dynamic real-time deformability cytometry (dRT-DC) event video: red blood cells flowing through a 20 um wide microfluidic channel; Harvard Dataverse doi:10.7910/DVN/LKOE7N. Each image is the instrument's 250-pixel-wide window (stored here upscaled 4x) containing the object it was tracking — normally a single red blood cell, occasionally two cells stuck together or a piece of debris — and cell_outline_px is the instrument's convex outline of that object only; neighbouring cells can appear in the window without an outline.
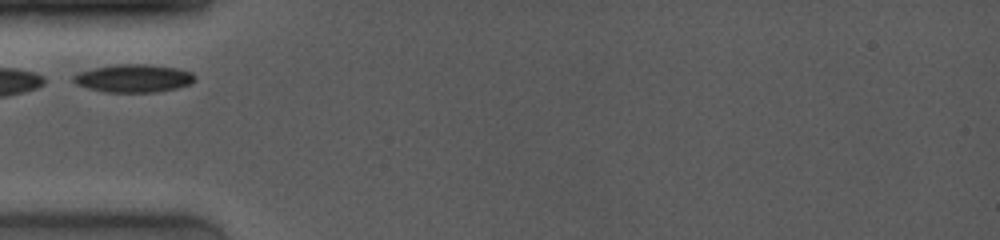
{"species": "common noctule bat (a hibernating species)", "species_latin": "Nyctalus noctula", "temperature_condition": "room temperature", "stored_images_in_passage": 22, "camera_frame_rate_fps": 4000, "um_per_image_px": 0.085, "animal": {"sex": "female", "body_mass_g": 19.0, "forearm_length_mm": 53.3}, "frame": {"image": 1, "passage_image": 1, "time_ms": 0.0, "image_size_px": [1000, 240], "cell_outline_px": [[196, 80], [188, 84], [176, 88], [156, 92], [108, 92], [88, 88], [76, 84], [72, 80], [72, 76], [76, 72], [116, 64], [144, 64], [176, 68], [192, 72]], "centroid_in_image_um": [11.33, 6.65], "position_along_channel_um": 73.7, "area_um2": 19.65}}